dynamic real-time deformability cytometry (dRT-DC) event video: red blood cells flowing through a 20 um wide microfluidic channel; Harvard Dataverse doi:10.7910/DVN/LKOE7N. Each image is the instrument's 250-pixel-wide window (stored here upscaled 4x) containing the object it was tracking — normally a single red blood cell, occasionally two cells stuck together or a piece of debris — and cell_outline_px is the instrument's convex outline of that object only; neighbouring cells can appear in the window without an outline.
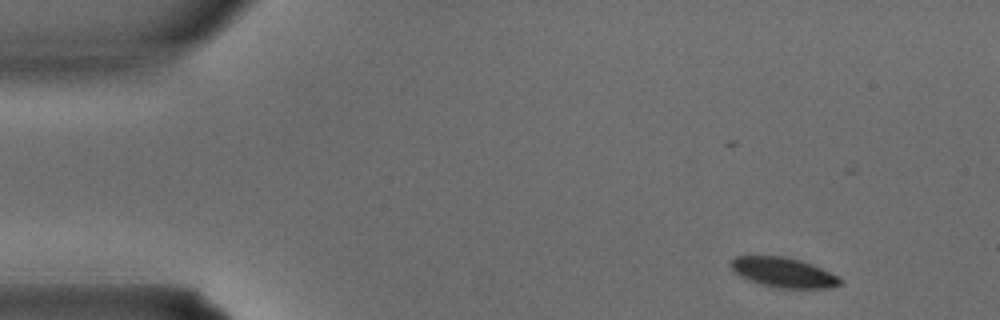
{"species": "common noctule bat (a hibernating species)", "species_latin": "Nyctalus noctula", "temperature_condition": "warm", "stored_images_in_passage": 3, "camera_frame_rate_fps": 3000, "um_per_image_px": 0.085, "animal": {"sex": "male", "body_mass_g": 15.6}, "frame": {"image": 1, "passage_image": 1, "time_ms": 0.0, "image_size_px": [1000, 320], "cell_outline_px": [[844, 284], [828, 288], [780, 288], [764, 284], [740, 276], [728, 264], [736, 256], [784, 256], [800, 260], [812, 264], [840, 276], [844, 280]], "centroid_in_image_um": [66.67, 23.15], "position_along_channel_um": 18.3, "area_um2": 18.96}}
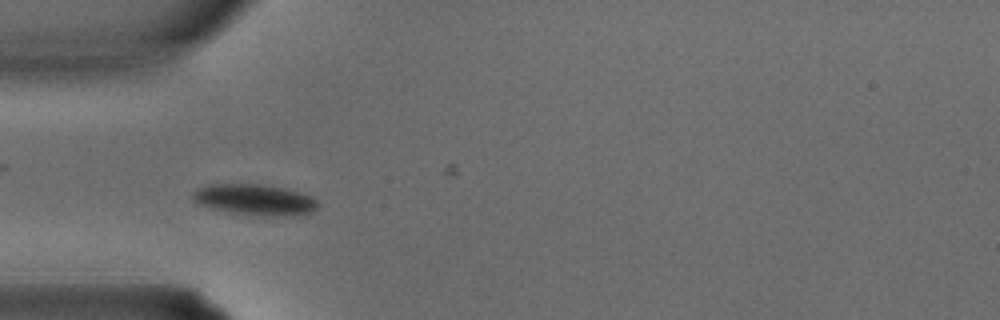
{"frame": {"image": 2, "passage_image": 2, "time_ms": 0.333, "image_size_px": [1000, 320], "cell_outline_px": [[320, 204], [316, 208], [308, 212], [292, 216], [260, 216], [228, 212], [196, 204], [192, 200], [192, 192], [196, 188], [208, 184], [260, 184], [288, 188], [312, 196]], "centroid_in_image_um": [21.62, 16.97], "position_along_channel_um": 63.4, "area_um2": 22.95}}